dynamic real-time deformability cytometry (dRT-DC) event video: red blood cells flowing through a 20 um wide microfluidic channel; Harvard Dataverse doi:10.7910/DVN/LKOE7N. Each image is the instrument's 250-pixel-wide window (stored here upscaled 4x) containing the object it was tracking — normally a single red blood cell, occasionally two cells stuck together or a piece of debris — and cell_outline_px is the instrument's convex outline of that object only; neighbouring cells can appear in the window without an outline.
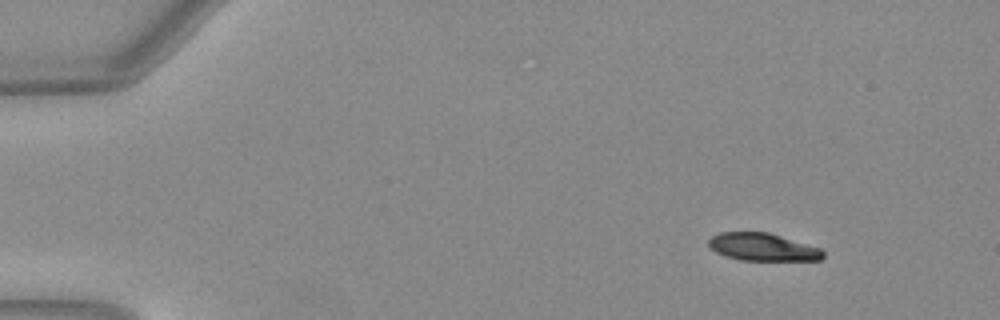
{"species": "Egyptian fruit bat (a non-hibernating species)", "species_latin": "Rousettus aegyptiacus", "temperature_condition": "warm", "stored_images_in_passage": 50, "camera_frame_rate_fps": 3000, "um_per_image_px": 0.085, "animal": {"sex": "female"}, "frame": {"image": 1, "passage_image": 5, "time_ms": 1.333, "image_size_px": [1000, 320], "cell_outline_px": [[824, 256], [820, 260], [740, 260], [724, 256], [716, 252], [708, 244], [708, 240], [712, 236], [720, 232], [768, 232], [820, 248], [824, 252]], "centroid_in_image_um": [64.81, 21.0], "position_along_channel_um": 20.2, "area_um2": 18.32}}
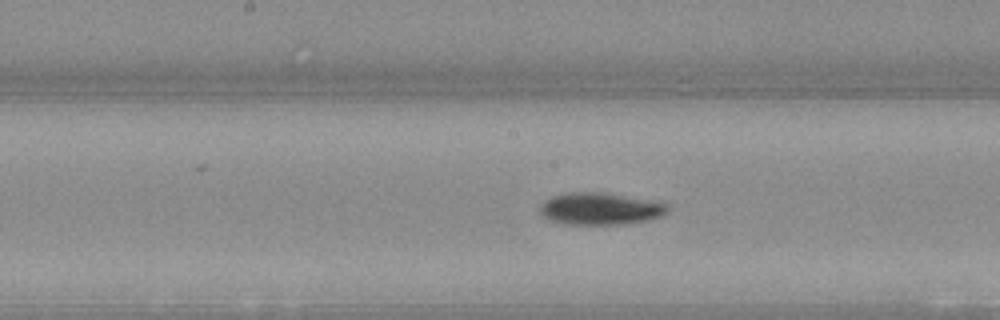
{"frame": {"image": 2, "passage_image": 26, "time_ms": 8.333, "image_size_px": [1000, 320], "cell_outline_px": [[668, 212], [664, 216], [648, 220], [624, 224], [564, 224], [552, 220], [544, 216], [540, 212], [540, 204], [544, 200], [552, 196], [564, 192], [600, 192], [668, 204]], "centroid_in_image_um": [50.99, 17.75], "position_along_channel_um": 197.2, "area_um2": 23.7}}
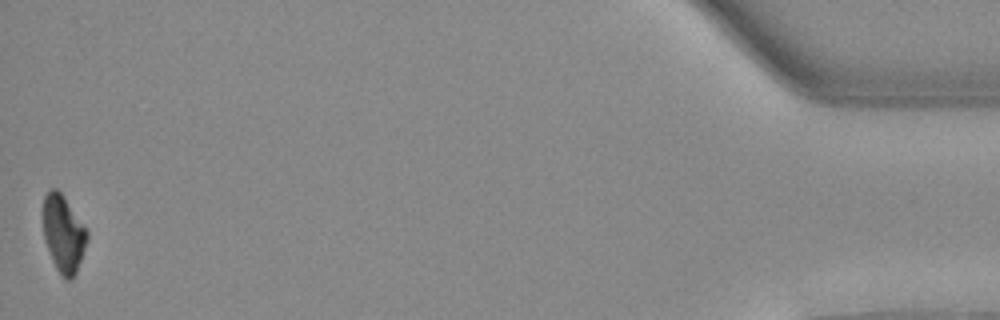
{"frame": {"image": 3, "passage_image": 50, "time_ms": 16.333, "image_size_px": [1000, 320], "cell_outline_px": [[88, 240], [76, 272], [72, 280], [64, 280], [56, 268], [52, 260], [44, 240], [44, 196], [52, 188], [56, 188], [64, 196], [88, 232]], "centroid_in_image_um": [5.4, 19.9], "position_along_channel_um": 429.8, "area_um2": 19.54}, "authors_computed_cell_mechanics": {"area_um2": 21.7039, "velocity_mm_per_s": 4.0457, "shape_relaxation_time_tau1_ms": 3.425, "shape_relaxation_time_tau2_ms": 2.3223, "deformation_change_tau1": 0.1569, "deformation_change_tau2": 0.0572}}